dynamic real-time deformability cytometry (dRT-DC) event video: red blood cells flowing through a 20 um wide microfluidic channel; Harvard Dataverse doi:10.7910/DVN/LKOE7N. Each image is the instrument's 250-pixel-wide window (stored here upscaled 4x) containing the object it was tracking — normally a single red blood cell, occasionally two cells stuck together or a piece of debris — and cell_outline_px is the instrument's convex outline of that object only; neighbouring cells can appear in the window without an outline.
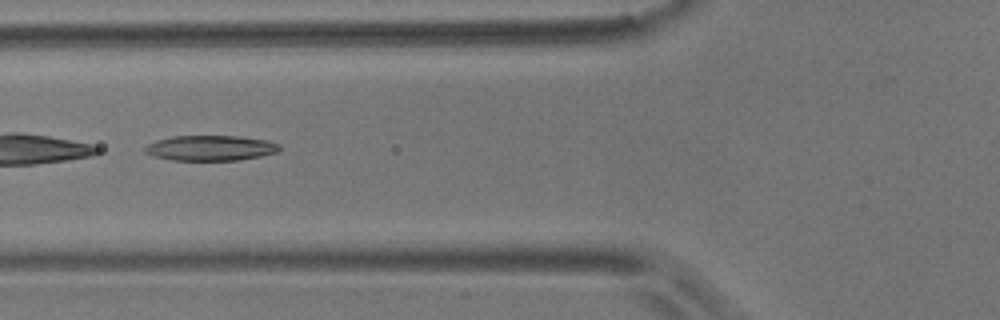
{"species": "common noctule bat (a hibernating species)", "species_latin": "Nyctalus noctula", "temperature_condition": "room temperature", "stored_images_in_passage": 13, "camera_frame_rate_fps": 3000, "um_per_image_px": 0.085, "animal": {"sex": "male", "body_mass_g": 17.9}, "frame": {"image": 1, "passage_image": 4, "time_ms": 1.0, "image_size_px": [1000, 320], "cell_outline_px": [[280, 148], [276, 152], [260, 156], [236, 160], [172, 160], [152, 156], [144, 152], [144, 148], [148, 144], [156, 140], [172, 136], [240, 136], [268, 140], [280, 144]], "centroid_in_image_um": [17.87, 12.57], "position_along_channel_um": 107.9, "area_um2": 19.83}}
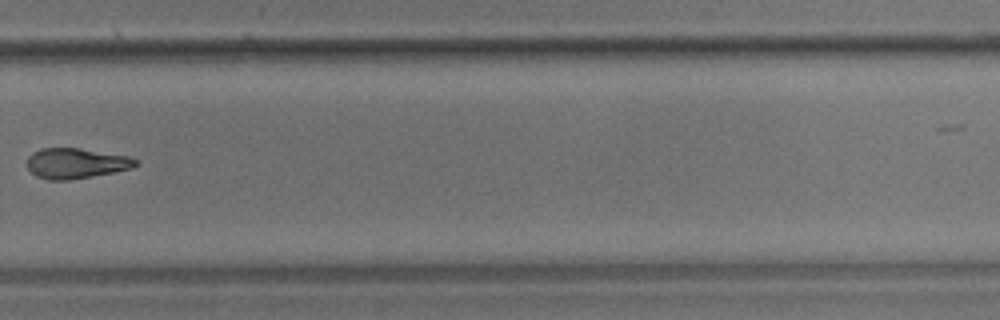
{"frame": {"image": 2, "passage_image": 9, "time_ms": 2.667, "image_size_px": [1000, 320], "cell_outline_px": [[140, 164], [132, 168], [116, 172], [68, 180], [48, 180], [36, 176], [28, 168], [28, 156], [32, 152], [40, 148], [80, 148], [128, 156], [140, 160]], "centroid_in_image_um": [6.5, 13.88], "position_along_channel_um": 323.3, "area_um2": 19.36}}
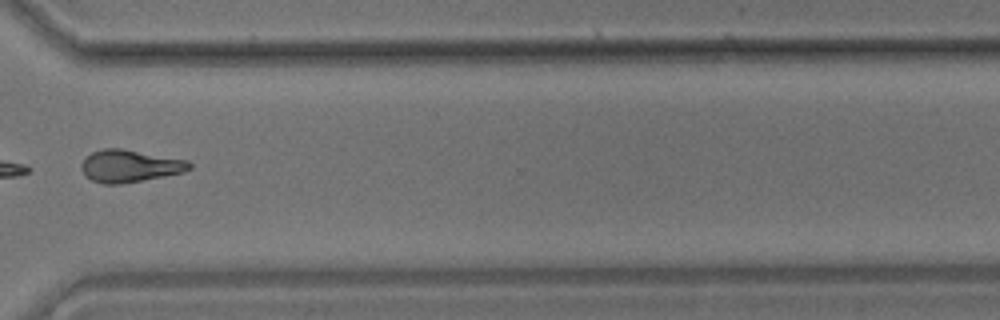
{"frame": {"image": 3, "passage_image": 10, "time_ms": 3.0, "image_size_px": [1000, 320], "cell_outline_px": [[192, 168], [184, 172], [164, 176], [120, 184], [104, 184], [92, 180], [84, 176], [80, 168], [80, 164], [92, 152], [104, 148], [120, 148], [188, 160], [192, 164]], "centroid_in_image_um": [11.02, 14.11], "position_along_channel_um": 359.6, "area_um2": 20.35}}